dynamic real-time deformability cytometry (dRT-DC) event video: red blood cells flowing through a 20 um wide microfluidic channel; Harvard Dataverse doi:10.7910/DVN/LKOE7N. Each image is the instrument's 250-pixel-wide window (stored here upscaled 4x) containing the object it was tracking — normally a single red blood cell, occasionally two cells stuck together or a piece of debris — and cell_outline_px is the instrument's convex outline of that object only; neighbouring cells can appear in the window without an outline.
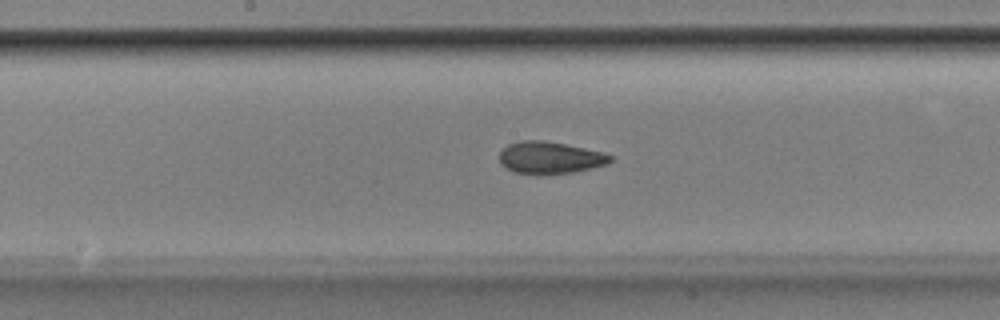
{"species": "Egyptian fruit bat (a non-hibernating species)", "species_latin": "Rousettus aegyptiacus", "temperature_condition": "room temperature", "stored_images_in_passage": 53, "segment_of_instrument_passage": [1, 2], "camera_frame_rate_fps": 3000, "um_per_image_px": 0.085, "animal": {"sex": "male"}, "frame": {"image": 1, "passage_image": 27, "time_ms": 8.667, "image_size_px": [1000, 320], "cell_outline_px": [[612, 160], [608, 164], [592, 168], [572, 172], [540, 176], [536, 176], [512, 172], [504, 168], [500, 164], [500, 152], [508, 144], [520, 140], [544, 140], [604, 152], [612, 156]], "centroid_in_image_um": [46.71, 13.43], "position_along_channel_um": 201.5, "area_um2": 21.21}}
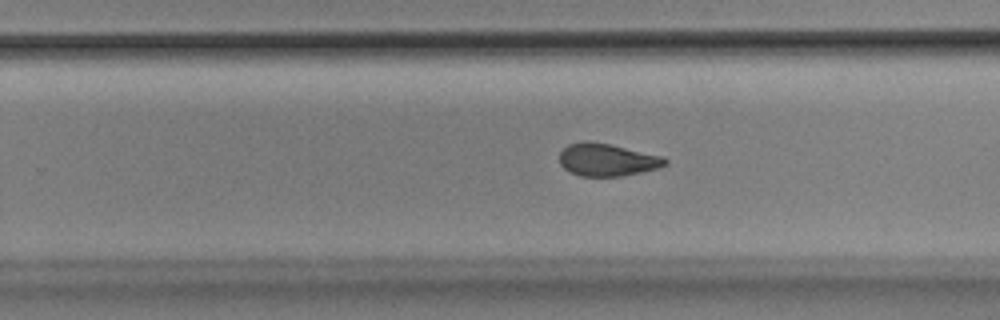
{"frame": {"image": 2, "passage_image": 33, "time_ms": 10.667, "image_size_px": [1000, 320], "cell_outline_px": [[668, 164], [656, 168], [640, 172], [620, 176], [580, 176], [564, 168], [560, 164], [560, 152], [568, 144], [584, 140], [588, 140], [608, 144], [664, 156], [668, 160]], "centroid_in_image_um": [51.6, 13.57], "position_along_channel_um": 278.2, "area_um2": 19.94}}
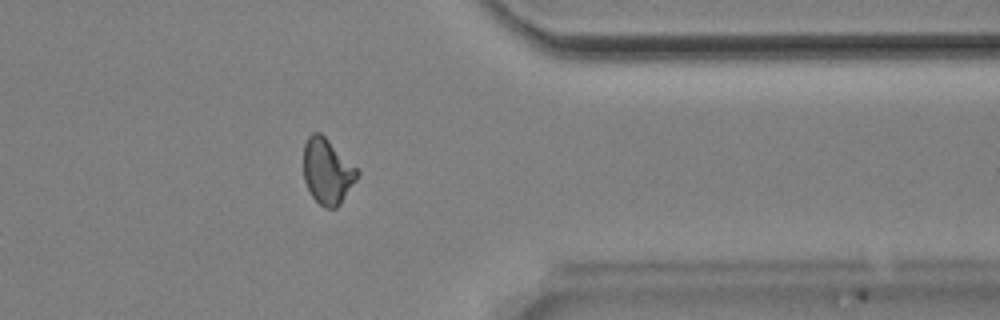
{"frame": {"image": 3, "passage_image": 42, "time_ms": 13.667, "image_size_px": [1000, 320], "cell_outline_px": [[360, 172], [356, 180], [340, 204], [336, 208], [324, 208], [312, 196], [304, 180], [304, 144], [308, 136], [312, 132], [320, 132]], "centroid_in_image_um": [27.8, 14.57], "position_along_channel_um": 383.6, "area_um2": 20.17}}